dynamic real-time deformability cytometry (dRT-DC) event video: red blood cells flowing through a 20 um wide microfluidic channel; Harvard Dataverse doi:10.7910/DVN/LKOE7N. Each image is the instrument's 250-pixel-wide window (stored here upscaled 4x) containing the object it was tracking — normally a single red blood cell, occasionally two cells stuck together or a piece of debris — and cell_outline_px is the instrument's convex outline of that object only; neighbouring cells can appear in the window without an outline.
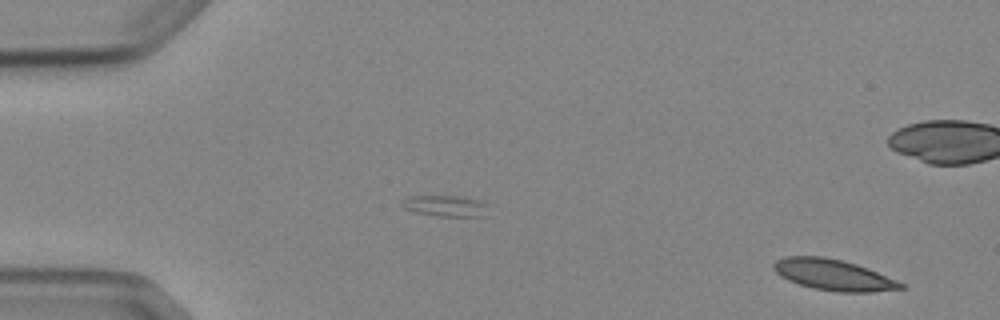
{"species": "Egyptian fruit bat (a non-hibernating species)", "species_latin": "Rousettus aegyptiacus", "temperature_condition": "cold", "stored_images_in_passage": 3, "segment_of_instrument_passage": [2, 2], "camera_frame_rate_fps": 3000, "um_per_image_px": 0.085, "animal": {"sex": "female"}, "frame": {"image": 1, "passage_image": 3, "time_ms": 3.333, "image_size_px": [1000, 320], "cell_outline_px": [[908, 288], [872, 292], [836, 292], [812, 288], [788, 280], [780, 276], [772, 268], [772, 264], [776, 260], [784, 256], [824, 256], [856, 264], [868, 268], [896, 280], [904, 284]], "centroid_in_image_um": [70.82, 23.36], "position_along_channel_um": 14.2, "area_um2": 23.06}}